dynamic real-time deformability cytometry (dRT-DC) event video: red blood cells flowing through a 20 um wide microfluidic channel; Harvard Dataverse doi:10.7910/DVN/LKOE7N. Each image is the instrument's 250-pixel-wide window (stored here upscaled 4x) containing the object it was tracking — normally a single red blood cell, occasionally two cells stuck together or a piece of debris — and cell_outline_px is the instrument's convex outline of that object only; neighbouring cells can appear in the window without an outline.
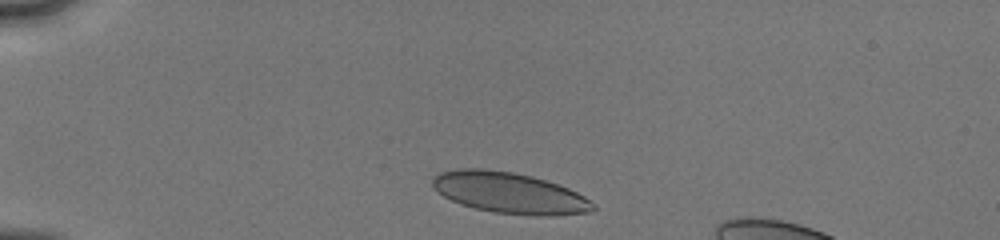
{"species": "human", "species_latin": "Homo sapiens", "temperature_condition": "cold", "stored_images_in_passage": 18, "camera_frame_rate_fps": 3000, "um_per_image_px": 0.085, "donor": {"sex": "male"}, "frame": {"image": 1, "passage_image": 2, "time_ms": 0.667, "image_size_px": [1000, 240], "cell_outline_px": [[596, 208], [588, 212], [552, 216], [536, 216], [496, 212], [476, 208], [452, 200], [444, 196], [432, 184], [432, 176], [440, 172], [460, 168], [480, 168], [512, 172], [532, 176], [568, 188], [584, 196], [596, 204]], "centroid_in_image_um": [43.32, 16.39], "position_along_channel_um": 41.7, "area_um2": 38.03}}
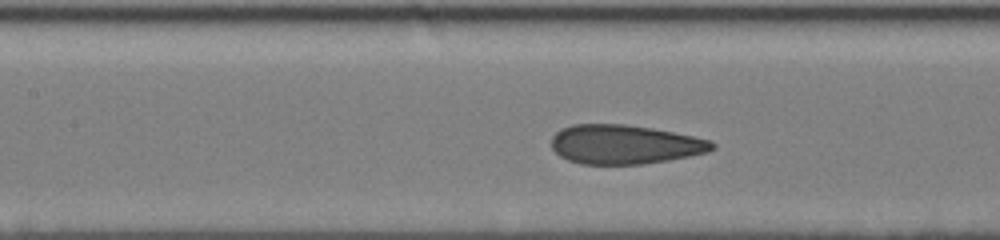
{"frame": {"image": 2, "passage_image": 9, "time_ms": 4.667, "image_size_px": [1000, 240], "cell_outline_px": [[716, 148], [708, 152], [668, 160], [644, 164], [580, 164], [568, 160], [560, 156], [552, 148], [552, 136], [560, 128], [572, 124], [624, 124], [652, 128], [712, 140], [716, 144]], "centroid_in_image_um": [53.09, 12.27], "position_along_channel_um": 154.3, "area_um2": 36.82}}
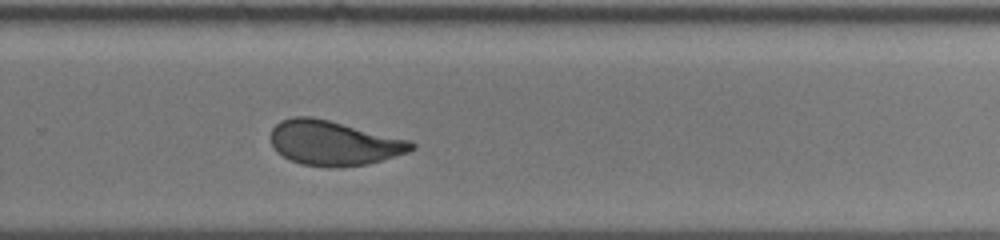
{"frame": {"image": 3, "passage_image": 16, "time_ms": 8.333, "image_size_px": [1000, 240], "cell_outline_px": [[416, 148], [408, 152], [368, 164], [336, 168], [332, 168], [300, 164], [276, 152], [272, 144], [272, 128], [280, 120], [292, 116], [312, 116], [412, 140], [416, 144]], "centroid_in_image_um": [28.39, 12.15], "position_along_channel_um": 301.4, "area_um2": 36.88}}